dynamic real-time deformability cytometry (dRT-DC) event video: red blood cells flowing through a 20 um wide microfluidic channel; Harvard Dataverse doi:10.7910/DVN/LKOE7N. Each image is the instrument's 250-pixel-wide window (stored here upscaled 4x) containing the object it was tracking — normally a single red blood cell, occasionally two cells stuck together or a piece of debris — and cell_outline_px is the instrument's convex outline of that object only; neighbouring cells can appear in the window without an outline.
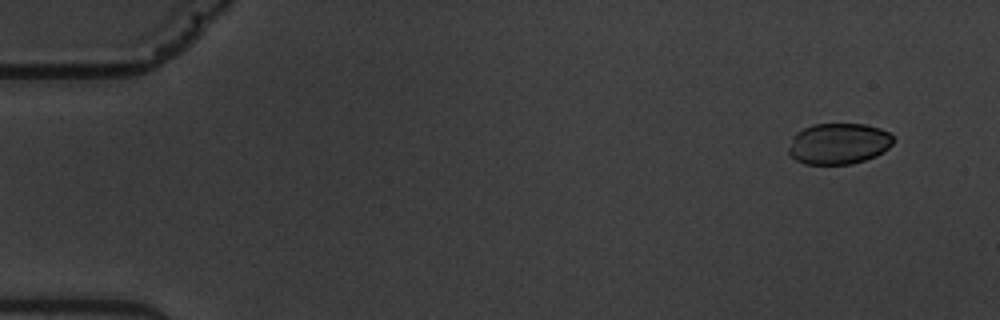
{"species": "common noctule bat (a hibernating species)", "species_latin": "Nyctalus noctula", "temperature_condition": "warm", "stored_images_in_passage": 5, "camera_frame_rate_fps": 3000, "um_per_image_px": 0.085, "animal": {"sex": "male", "body_mass_g": 19.5, "forearm_length_mm": 54.6}, "frame": {"image": 1, "passage_image": 1, "time_ms": 0.0, "image_size_px": [1000, 320], "cell_outline_px": [[896, 140], [888, 148], [876, 156], [852, 164], [804, 164], [796, 160], [788, 152], [788, 148], [792, 136], [796, 132], [812, 124], [864, 124], [880, 128], [888, 132]], "centroid_in_image_um": [71.28, 12.21], "position_along_channel_um": 13.7, "area_um2": 25.2}}
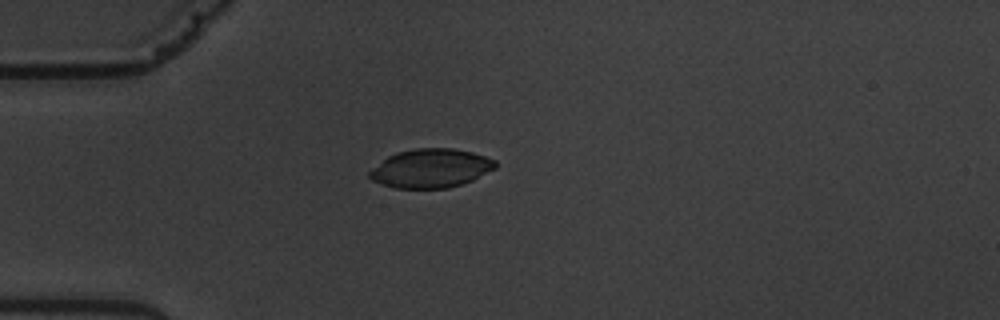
{"frame": {"image": 2, "passage_image": 4, "time_ms": 4.0, "image_size_px": [1000, 320], "cell_outline_px": [[496, 168], [472, 180], [448, 188], [396, 188], [380, 184], [372, 180], [368, 176], [368, 172], [372, 168], [388, 156], [396, 152], [416, 148], [452, 148], [472, 152], [496, 160]], "centroid_in_image_um": [36.6, 14.3], "position_along_channel_um": 48.4, "area_um2": 28.44}}